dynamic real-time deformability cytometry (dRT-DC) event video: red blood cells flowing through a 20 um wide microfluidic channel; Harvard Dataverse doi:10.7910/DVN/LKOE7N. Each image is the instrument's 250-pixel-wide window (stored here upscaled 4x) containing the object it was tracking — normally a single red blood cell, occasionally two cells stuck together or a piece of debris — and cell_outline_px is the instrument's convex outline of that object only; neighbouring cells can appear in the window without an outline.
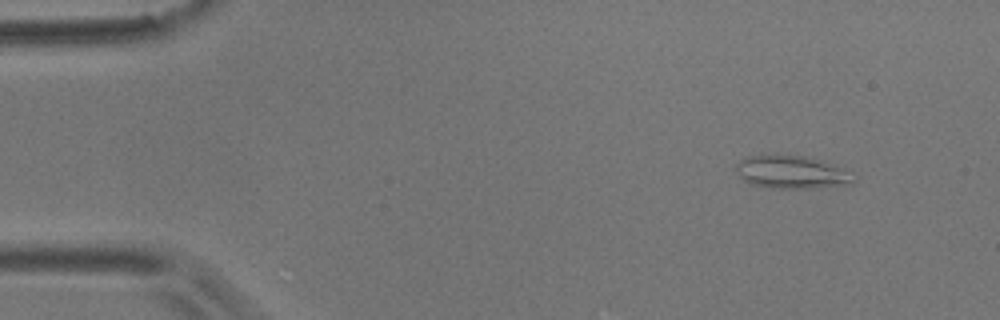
{"species": "common noctule bat (a hibernating species)", "species_latin": "Nyctalus noctula", "temperature_condition": "room temperature", "stored_images_in_passage": 4, "camera_frame_rate_fps": 3000, "um_per_image_px": 0.085, "animal": {"sex": "male", "body_mass_g": 17.9}, "frame": {"image": 1, "passage_image": 1, "time_ms": 0.0, "image_size_px": [1000, 320], "cell_outline_px": [[856, 180], [852, 184], [812, 188], [768, 188], [748, 184], [740, 176], [736, 168], [736, 164], [740, 160], [748, 156], [800, 156], [816, 160], [856, 176]], "centroid_in_image_um": [67.22, 14.68], "position_along_channel_um": 17.8, "area_um2": 21.79}}
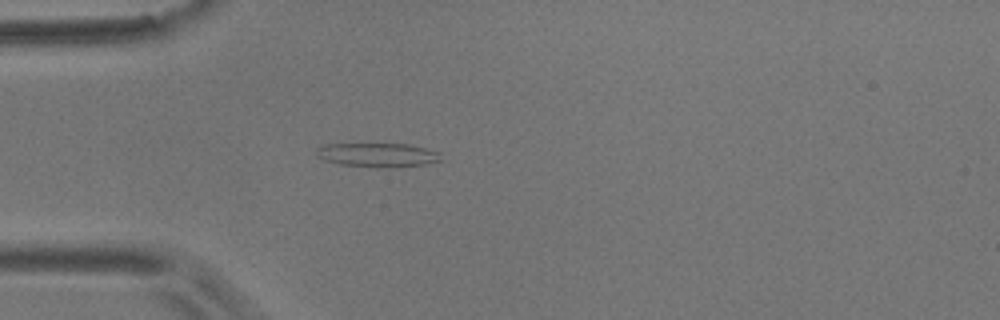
{"frame": {"image": 2, "passage_image": 4, "time_ms": 1.0, "image_size_px": [1000, 320], "cell_outline_px": [[444, 160], [424, 164], [400, 168], [376, 168], [340, 164], [324, 160], [316, 156], [316, 148], [324, 144], [408, 144], [440, 152]], "centroid_in_image_um": [32.12, 13.19], "position_along_channel_um": 52.9, "area_um2": 17.8}}